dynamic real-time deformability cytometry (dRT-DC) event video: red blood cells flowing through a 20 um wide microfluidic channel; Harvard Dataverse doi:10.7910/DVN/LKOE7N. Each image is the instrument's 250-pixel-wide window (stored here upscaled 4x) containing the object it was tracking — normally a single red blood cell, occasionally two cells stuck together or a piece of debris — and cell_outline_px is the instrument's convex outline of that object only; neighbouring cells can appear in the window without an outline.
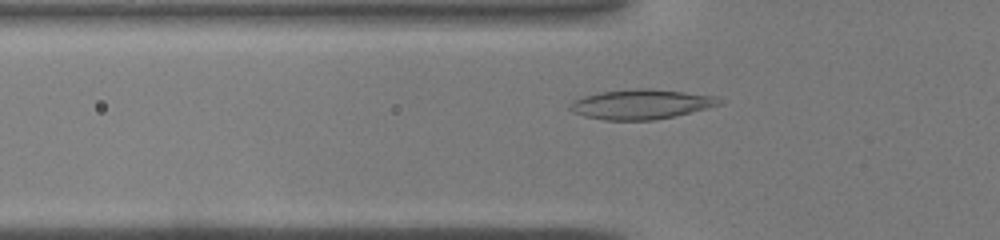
{"species": "common noctule bat (a hibernating species)", "species_latin": "Nyctalus noctula", "temperature_condition": "warm", "stored_images_in_passage": 41, "camera_frame_rate_fps": 3000, "um_per_image_px": 0.085, "animal": {"sex": "male", "body_mass_g": 19.0, "forearm_length_mm": 50.8}, "frame": {"image": 1, "passage_image": 11, "time_ms": 3.333, "image_size_px": [1000, 240], "cell_outline_px": [[724, 104], [708, 108], [672, 116], [652, 120], [604, 120], [584, 116], [572, 112], [568, 108], [568, 104], [572, 100], [584, 96], [600, 92], [636, 88], [648, 88], [720, 96], [724, 100]], "centroid_in_image_um": [54.51, 8.85], "position_along_channel_um": 71.3, "area_um2": 26.13}}
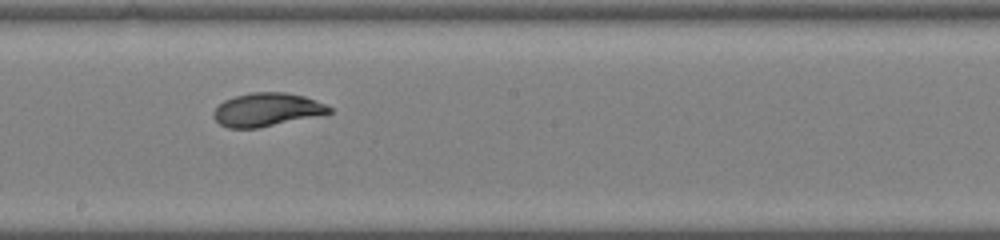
{"frame": {"image": 2, "passage_image": 21, "time_ms": 6.667, "image_size_px": [1000, 240], "cell_outline_px": [[332, 112], [320, 116], [256, 128], [228, 128], [220, 124], [212, 116], [212, 112], [224, 100], [236, 96], [252, 92], [284, 92], [304, 96], [316, 100], [332, 108]], "centroid_in_image_um": [22.69, 9.32], "position_along_channel_um": 225.5, "area_um2": 22.48}}
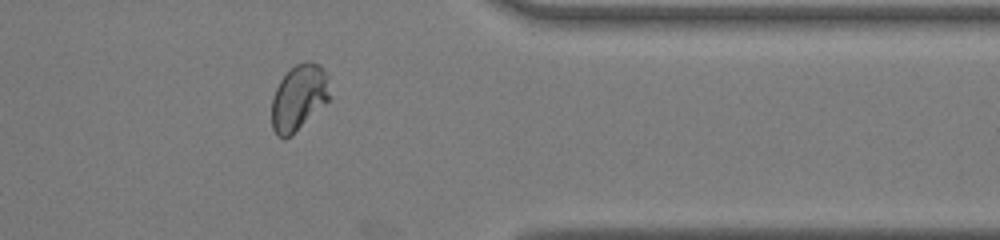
{"frame": {"image": 3, "passage_image": 32, "time_ms": 10.333, "image_size_px": [1000, 240], "cell_outline_px": [[328, 100], [284, 140], [276, 136], [272, 128], [272, 96], [280, 80], [296, 64], [304, 60], [308, 60], [320, 64], [328, 76]], "centroid_in_image_um": [25.37, 8.25], "position_along_channel_um": 386.0, "area_um2": 21.79}}